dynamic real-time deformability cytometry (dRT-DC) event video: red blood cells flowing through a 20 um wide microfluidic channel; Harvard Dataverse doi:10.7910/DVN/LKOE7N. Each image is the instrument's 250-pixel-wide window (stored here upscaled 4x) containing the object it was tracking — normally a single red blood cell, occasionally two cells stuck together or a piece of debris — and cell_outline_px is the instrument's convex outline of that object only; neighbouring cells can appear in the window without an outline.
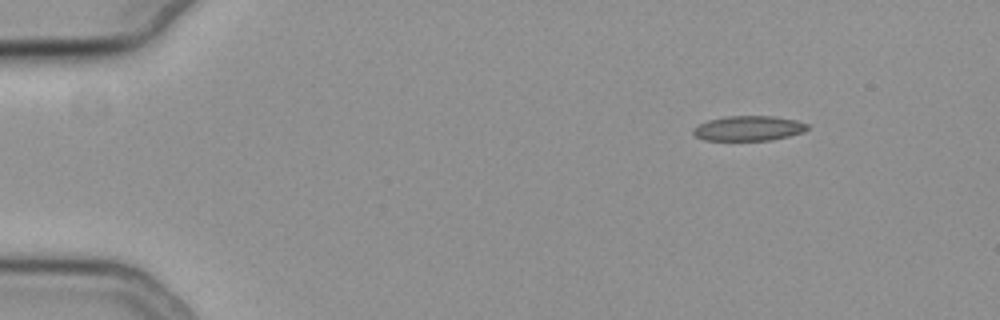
{"species": "common noctule bat (a hibernating species)", "species_latin": "Nyctalus noctula", "temperature_condition": "cold", "stored_images_in_passage": 49, "camera_frame_rate_fps": 3000, "um_per_image_px": 0.085, "animal": {"sex": "female", "body_mass_g": 19.3, "forearm_length_mm": 54.1}, "frame": {"image": 1, "passage_image": 1, "time_ms": 0.0, "image_size_px": [1000, 320], "cell_outline_px": [[808, 128], [800, 132], [788, 136], [772, 140], [704, 140], [696, 136], [692, 132], [692, 128], [708, 120], [724, 116], [772, 116], [796, 120], [808, 124]], "centroid_in_image_um": [63.59, 10.9], "position_along_channel_um": 21.4, "area_um2": 16.47}}
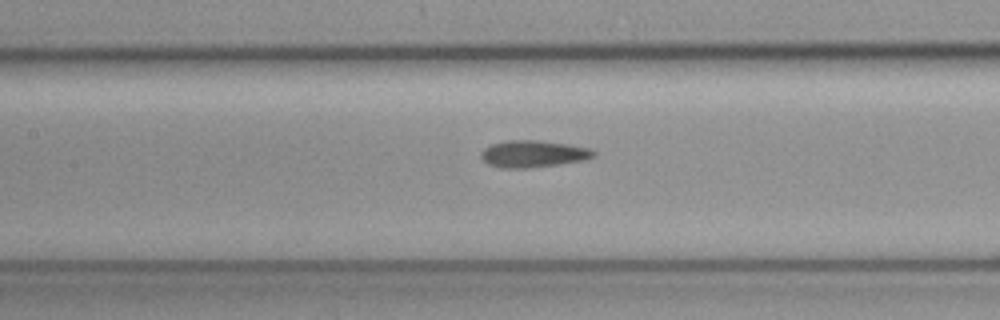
{"frame": {"image": 2, "passage_image": 20, "time_ms": 6.333, "image_size_px": [1000, 320], "cell_outline_px": [[596, 156], [584, 160], [560, 164], [528, 168], [504, 168], [488, 164], [480, 156], [480, 152], [484, 148], [492, 144], [504, 140], [540, 140], [568, 144], [588, 148], [596, 152]], "centroid_in_image_um": [45.32, 13.07], "position_along_channel_um": 162.1, "area_um2": 17.74}}
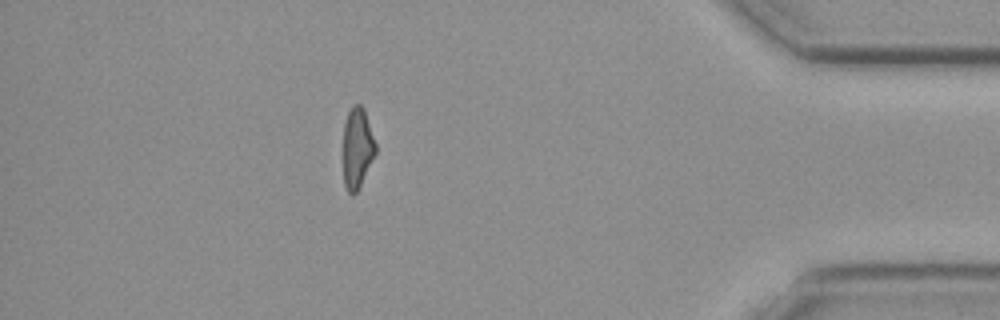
{"frame": {"image": 3, "passage_image": 43, "time_ms": 14.0, "image_size_px": [1000, 320], "cell_outline_px": [[376, 152], [356, 192], [352, 196], [348, 192], [344, 184], [344, 124], [348, 112], [352, 104], [360, 104], [364, 108], [376, 144]], "centroid_in_image_um": [30.36, 12.54], "position_along_channel_um": 404.8, "area_um2": 14.97}, "authors_computed_cell_mechanics": {"area_um2": 16.5308, "velocity_mm_per_s": 3.7522, "shape_relaxation_time_tau1_ms": null, "shape_relaxation_time_tau2_ms": 4.588, "deformation_change_tau1": null, "deformation_change_tau2": 0.1306}}